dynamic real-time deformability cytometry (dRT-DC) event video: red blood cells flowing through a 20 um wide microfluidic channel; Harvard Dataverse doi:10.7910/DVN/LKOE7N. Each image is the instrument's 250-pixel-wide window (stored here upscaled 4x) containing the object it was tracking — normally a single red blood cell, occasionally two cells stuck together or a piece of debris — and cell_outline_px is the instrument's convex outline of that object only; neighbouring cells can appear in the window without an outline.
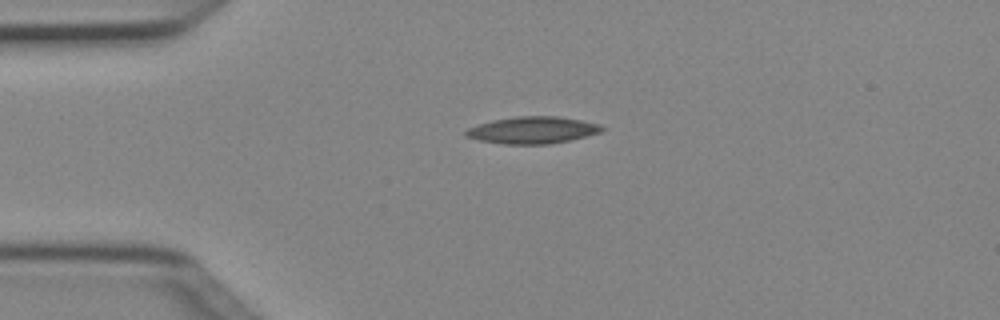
{"species": "Egyptian fruit bat (a non-hibernating species)", "species_latin": "Rousettus aegyptiacus", "temperature_condition": "cold", "stored_images_in_passage": 2, "camera_frame_rate_fps": 3000, "um_per_image_px": 0.085, "animal": {"sex": "female"}, "frame": {"image": 1, "passage_image": 1, "time_ms": 0.0, "image_size_px": [1000, 320], "cell_outline_px": [[604, 128], [600, 132], [568, 140], [548, 144], [504, 144], [480, 140], [464, 136], [464, 132], [468, 128], [492, 120], [516, 116], [556, 116], [580, 120], [600, 124]], "centroid_in_image_um": [45.23, 11.05], "position_along_channel_um": 39.8, "area_um2": 21.1}}